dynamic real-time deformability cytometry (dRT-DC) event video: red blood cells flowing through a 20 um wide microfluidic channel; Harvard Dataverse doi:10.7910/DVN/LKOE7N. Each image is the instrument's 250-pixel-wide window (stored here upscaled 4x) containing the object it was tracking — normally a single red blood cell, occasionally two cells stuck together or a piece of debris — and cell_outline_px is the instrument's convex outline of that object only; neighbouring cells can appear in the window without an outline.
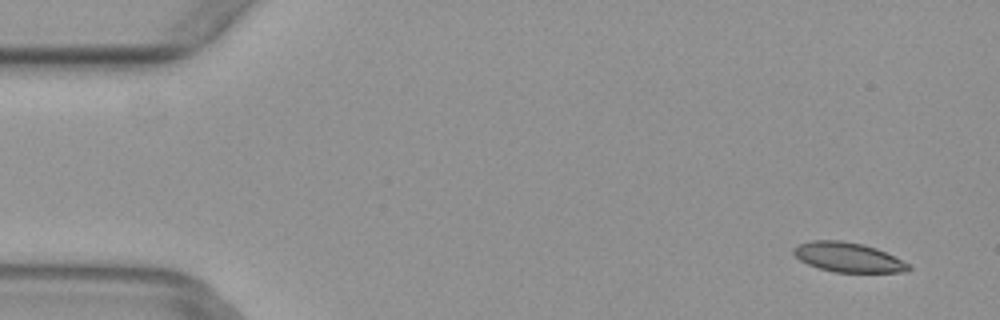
{"species": "common noctule bat (a hibernating species)", "species_latin": "Nyctalus noctula", "temperature_condition": "warm", "stored_images_in_passage": 4, "camera_frame_rate_fps": 3000, "um_per_image_px": 0.085, "animal": {"sex": "female", "body_mass_g": 29.2, "forearm_length_mm": 56.3}, "frame": {"image": 1, "passage_image": 1, "time_ms": 0.0, "image_size_px": [1000, 320], "cell_outline_px": [[912, 268], [908, 272], [832, 272], [808, 264], [800, 260], [792, 252], [792, 248], [796, 244], [812, 240], [840, 240], [864, 244], [876, 248], [912, 264]], "centroid_in_image_um": [72.1, 21.86], "position_along_channel_um": 12.9, "area_um2": 20.06}}
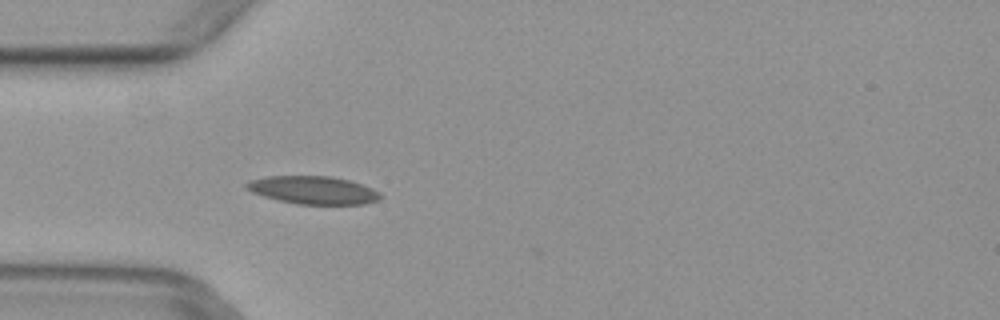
{"frame": {"image": 2, "passage_image": 4, "time_ms": 1.0, "image_size_px": [1000, 320], "cell_outline_px": [[384, 196], [380, 200], [364, 204], [296, 204], [264, 196], [252, 192], [244, 188], [244, 184], [248, 180], [268, 176], [328, 176], [348, 180], [372, 188], [380, 192]], "centroid_in_image_um": [26.62, 16.16], "position_along_channel_um": 58.4, "area_um2": 21.85}}